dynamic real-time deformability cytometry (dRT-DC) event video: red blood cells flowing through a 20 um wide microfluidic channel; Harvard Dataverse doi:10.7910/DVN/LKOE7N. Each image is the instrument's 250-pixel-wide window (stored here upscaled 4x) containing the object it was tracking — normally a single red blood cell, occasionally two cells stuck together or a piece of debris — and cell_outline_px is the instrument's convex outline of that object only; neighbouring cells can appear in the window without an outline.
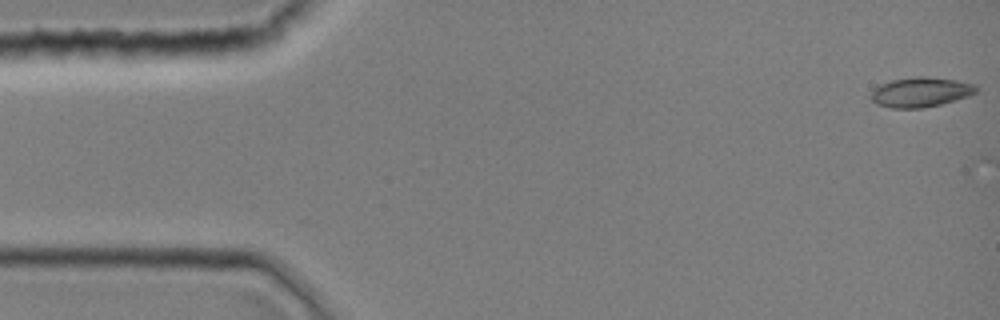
{"species": "common noctule bat (a hibernating species)", "species_latin": "Nyctalus noctula", "temperature_condition": "room temperature", "stored_images_in_passage": 2, "camera_frame_rate_fps": 3000, "um_per_image_px": 0.085, "animal": {"sex": "female", "body_mass_g": 19.0, "forearm_length_mm": 51.5}, "frame": {"image": 1, "passage_image": 1, "time_ms": 0.0, "image_size_px": [1000, 320], "cell_outline_px": [[976, 92], [968, 96], [956, 100], [940, 104], [920, 108], [892, 108], [876, 104], [872, 100], [872, 92], [880, 84], [892, 80], [916, 76], [920, 76], [956, 80], [976, 84]], "centroid_in_image_um": [78.26, 7.83], "position_along_channel_um": 6.7, "area_um2": 18.03}}